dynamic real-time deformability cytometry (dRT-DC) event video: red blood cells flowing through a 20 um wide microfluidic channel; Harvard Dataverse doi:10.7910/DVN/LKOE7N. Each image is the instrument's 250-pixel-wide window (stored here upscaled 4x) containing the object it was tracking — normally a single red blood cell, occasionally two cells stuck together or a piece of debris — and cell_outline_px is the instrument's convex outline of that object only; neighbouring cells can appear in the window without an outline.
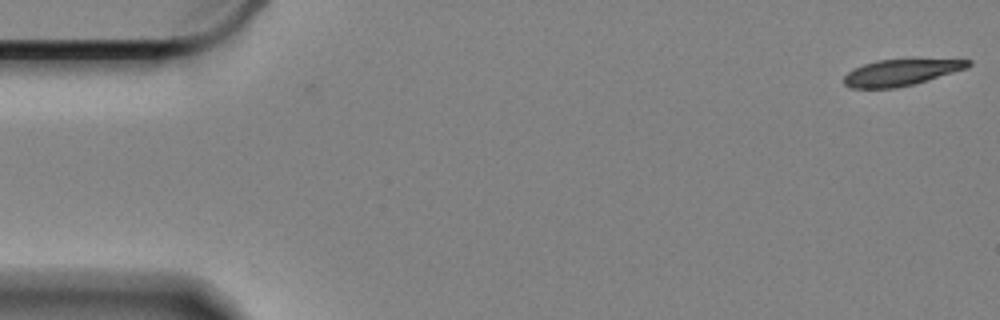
{"species": "Egyptian fruit bat (a non-hibernating species)", "species_latin": "Rousettus aegyptiacus", "temperature_condition": "cold", "stored_images_in_passage": 4, "camera_frame_rate_fps": 3000, "um_per_image_px": 0.085, "animal": {"sex": "female"}, "frame": {"image": 1, "passage_image": 1, "time_ms": 0.0, "image_size_px": [1000, 320], "cell_outline_px": [[972, 64], [968, 68], [912, 84], [896, 88], [852, 88], [844, 84], [844, 76], [852, 68], [876, 60], [972, 60]], "centroid_in_image_um": [76.53, 6.16], "position_along_channel_um": 8.5, "area_um2": 18.67}}